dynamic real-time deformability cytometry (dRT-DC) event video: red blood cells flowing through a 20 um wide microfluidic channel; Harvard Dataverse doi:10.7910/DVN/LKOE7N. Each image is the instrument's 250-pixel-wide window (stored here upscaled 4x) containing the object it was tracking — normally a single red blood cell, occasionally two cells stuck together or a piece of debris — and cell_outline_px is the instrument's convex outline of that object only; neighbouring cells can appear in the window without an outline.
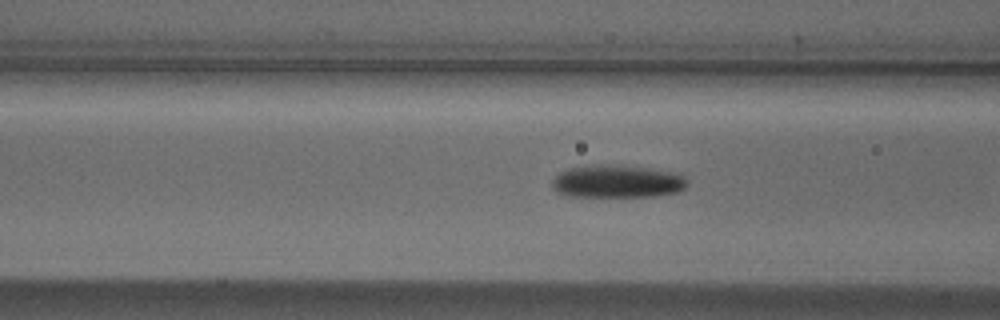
{"species": "Egyptian fruit bat (a non-hibernating species)", "species_latin": "Rousettus aegyptiacus", "temperature_condition": "cold", "stored_images_in_passage": 6, "camera_frame_rate_fps": 3000, "um_per_image_px": 0.085, "animal": {"sex": "male"}, "frame": {"image": 1, "passage_image": 5, "time_ms": 1.333, "image_size_px": [1000, 320], "cell_outline_px": [[688, 184], [680, 192], [656, 196], [568, 196], [556, 192], [552, 188], [552, 180], [560, 172], [568, 168], [644, 168], [680, 172], [688, 180]], "centroid_in_image_um": [52.55, 15.48], "position_along_channel_um": 114.1, "area_um2": 24.8}}